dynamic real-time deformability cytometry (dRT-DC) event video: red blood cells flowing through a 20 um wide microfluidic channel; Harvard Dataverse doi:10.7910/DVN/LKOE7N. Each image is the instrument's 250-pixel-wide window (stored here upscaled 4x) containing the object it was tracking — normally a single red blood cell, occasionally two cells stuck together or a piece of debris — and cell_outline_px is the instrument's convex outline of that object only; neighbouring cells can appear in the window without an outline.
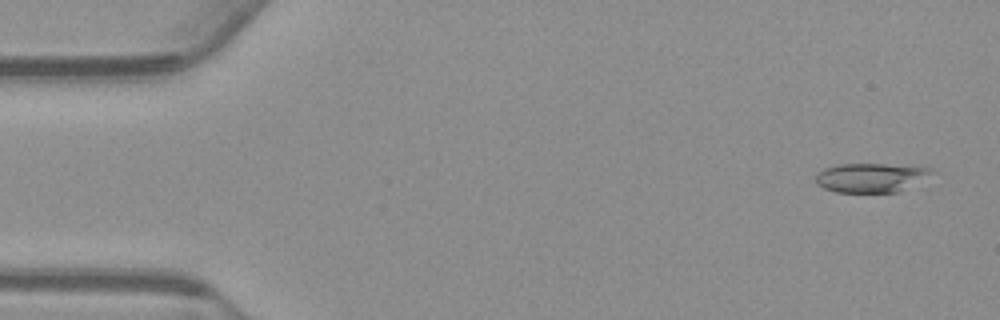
{"species": "common noctule bat (a hibernating species)", "species_latin": "Nyctalus noctula", "temperature_condition": "warm", "stored_images_in_passage": 13, "camera_frame_rate_fps": 3000, "um_per_image_px": 0.085, "animal": {"sex": "male", "body_mass_g": 23.1, "forearm_length_mm": 52.7}, "frame": {"image": 1, "passage_image": 3, "time_ms": 0.667, "image_size_px": [1000, 320], "cell_outline_px": [[936, 172], [896, 192], [836, 192], [824, 188], [816, 184], [816, 176], [824, 168], [840, 164], [884, 164], [932, 168]], "centroid_in_image_um": [73.99, 15.09], "position_along_channel_um": 11.0, "area_um2": 19.31}}